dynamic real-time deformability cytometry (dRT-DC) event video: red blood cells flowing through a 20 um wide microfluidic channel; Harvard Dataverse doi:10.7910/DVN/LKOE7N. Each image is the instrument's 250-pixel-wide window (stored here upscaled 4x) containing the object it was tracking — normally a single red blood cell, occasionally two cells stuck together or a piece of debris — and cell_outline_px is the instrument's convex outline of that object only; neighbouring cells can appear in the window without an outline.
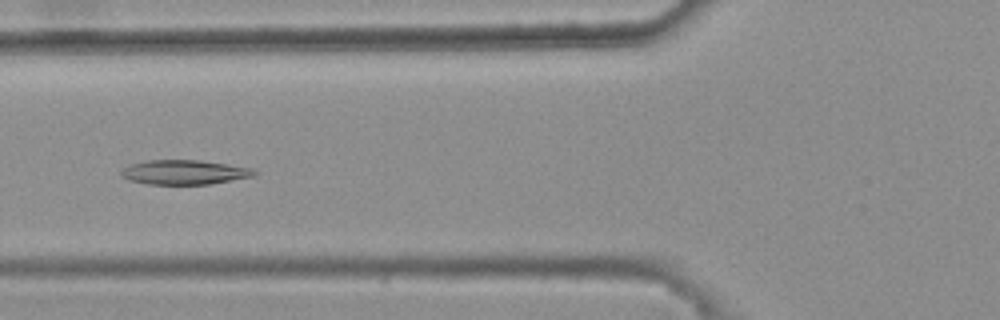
{"species": "common noctule bat (a hibernating species)", "species_latin": "Nyctalus noctula", "temperature_condition": "warm", "stored_images_in_passage": 45, "camera_frame_rate_fps": 3000, "um_per_image_px": 0.085, "animal": {"sex": "female", "body_mass_g": 25.1}, "frame": {"image": 1, "passage_image": 20, "time_ms": 6.333, "image_size_px": [1000, 320], "cell_outline_px": [[256, 176], [212, 184], [148, 184], [128, 180], [120, 176], [120, 172], [124, 168], [132, 164], [148, 160], [200, 160], [252, 168], [256, 172]], "centroid_in_image_um": [15.68, 14.64], "position_along_channel_um": 110.1, "area_um2": 19.02}}
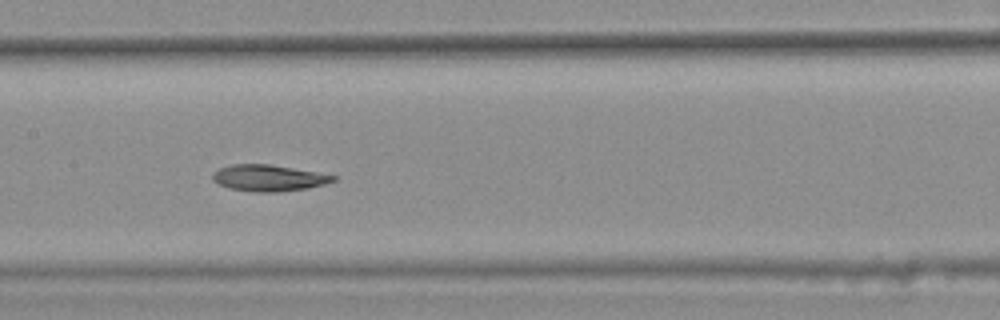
{"frame": {"image": 2, "passage_image": 26, "time_ms": 8.333, "image_size_px": [1000, 320], "cell_outline_px": [[336, 180], [324, 184], [308, 188], [276, 192], [256, 192], [228, 188], [212, 180], [212, 172], [220, 168], [232, 164], [268, 164], [316, 172], [336, 176]], "centroid_in_image_um": [22.8, 15.13], "position_along_channel_um": 184.6, "area_um2": 18.38}}
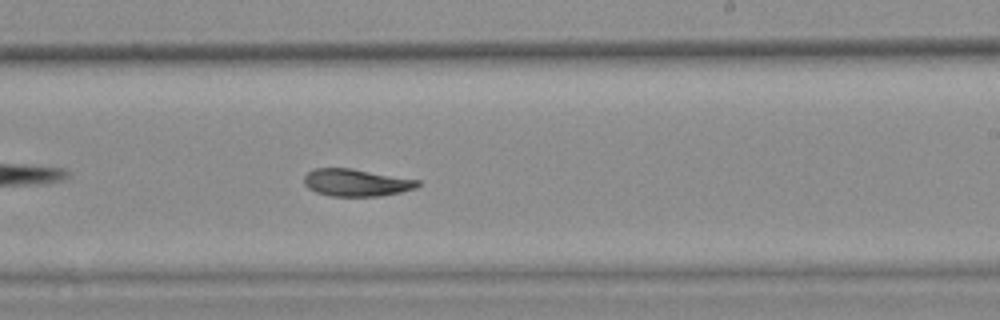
{"frame": {"image": 3, "passage_image": 32, "time_ms": 10.333, "image_size_px": [1000, 320], "cell_outline_px": [[420, 184], [416, 188], [400, 192], [380, 196], [332, 196], [316, 192], [308, 188], [304, 184], [304, 176], [308, 172], [316, 168], [352, 168], [420, 180]], "centroid_in_image_um": [30.29, 15.52], "position_along_channel_um": 258.7, "area_um2": 18.09}}